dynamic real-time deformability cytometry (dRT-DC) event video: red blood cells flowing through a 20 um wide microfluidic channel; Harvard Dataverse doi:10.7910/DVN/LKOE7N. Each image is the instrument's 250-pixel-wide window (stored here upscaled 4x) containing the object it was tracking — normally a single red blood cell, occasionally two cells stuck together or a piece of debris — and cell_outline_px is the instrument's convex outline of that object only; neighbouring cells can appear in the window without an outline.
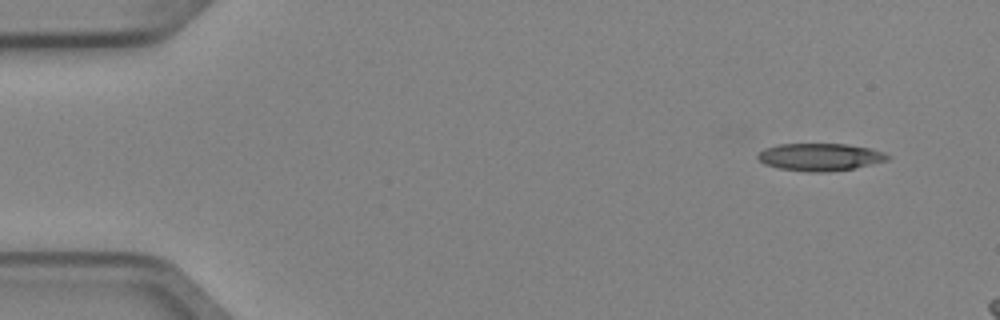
{"species": "Egyptian fruit bat (a non-hibernating species)", "species_latin": "Rousettus aegyptiacus", "temperature_condition": "cold", "stored_images_in_passage": 3, "camera_frame_rate_fps": 3000, "um_per_image_px": 0.085, "animal": {"sex": "female"}, "frame": {"image": 1, "passage_image": 1, "time_ms": 0.0, "image_size_px": [1000, 320], "cell_outline_px": [[892, 156], [888, 160], [856, 168], [828, 172], [808, 172], [780, 168], [764, 164], [756, 156], [764, 148], [780, 144], [848, 144], [868, 148], [884, 152]], "centroid_in_image_um": [69.73, 13.35], "position_along_channel_um": 15.3, "area_um2": 20.81}}